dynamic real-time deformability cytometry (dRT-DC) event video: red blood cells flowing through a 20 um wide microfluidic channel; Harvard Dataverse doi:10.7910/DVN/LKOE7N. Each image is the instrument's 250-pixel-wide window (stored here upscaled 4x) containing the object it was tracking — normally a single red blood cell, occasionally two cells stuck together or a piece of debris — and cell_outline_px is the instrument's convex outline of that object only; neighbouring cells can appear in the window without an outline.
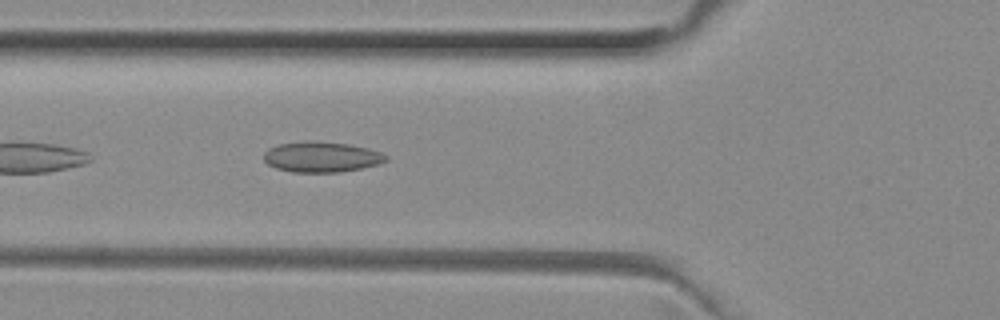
{"species": "common noctule bat (a hibernating species)", "species_latin": "Nyctalus noctula", "temperature_condition": "room temperature", "stored_images_in_passage": 34, "camera_frame_rate_fps": 3000, "um_per_image_px": 0.085, "animal": {"sex": "female", "body_mass_g": 29.2, "forearm_length_mm": 56.3}, "frame": {"image": 1, "passage_image": 5, "time_ms": 1.333, "image_size_px": [1000, 320], "cell_outline_px": [[388, 160], [380, 164], [340, 172], [292, 172], [276, 168], [268, 164], [264, 160], [264, 152], [268, 148], [280, 144], [348, 144], [380, 152], [388, 156]], "centroid_in_image_um": [27.35, 13.4], "position_along_channel_um": 98.5, "area_um2": 20.63}}
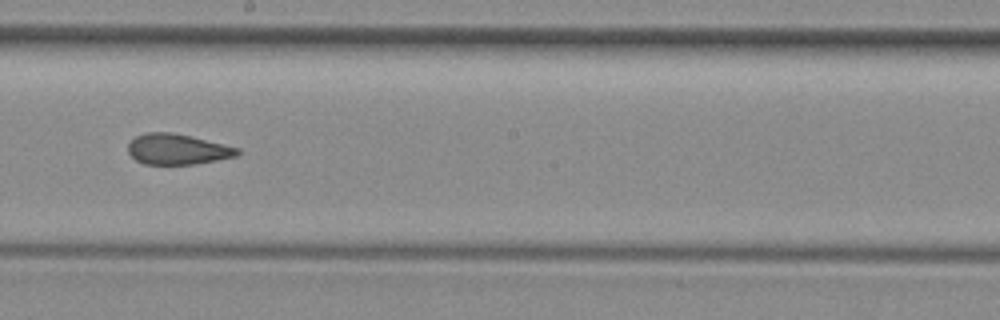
{"frame": {"image": 2, "passage_image": 15, "time_ms": 4.667, "image_size_px": [1000, 320], "cell_outline_px": [[240, 152], [236, 156], [196, 164], [144, 164], [136, 160], [128, 152], [128, 144], [136, 136], [148, 132], [168, 132], [188, 136], [240, 148]], "centroid_in_image_um": [15.06, 12.69], "position_along_channel_um": 233.1, "area_um2": 19.19}}
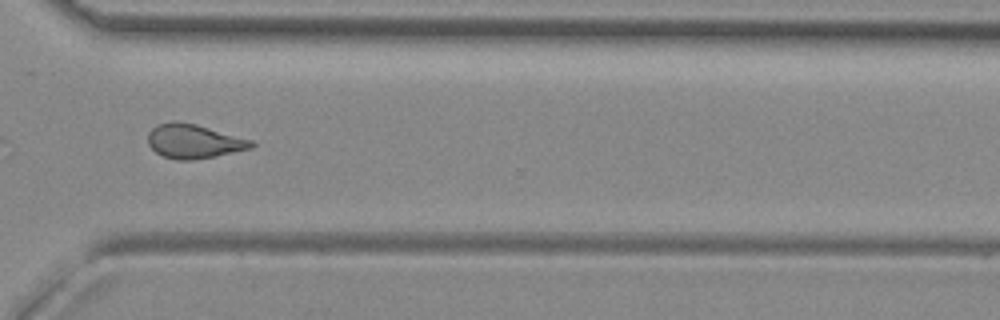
{"frame": {"image": 3, "passage_image": 24, "time_ms": 7.667, "image_size_px": [1000, 320], "cell_outline_px": [[256, 144], [252, 148], [192, 160], [176, 160], [164, 156], [156, 152], [148, 144], [148, 132], [156, 124], [172, 120], [176, 120], [196, 124], [252, 140]], "centroid_in_image_um": [16.44, 11.99], "position_along_channel_um": 354.2, "area_um2": 20.52}, "authors_computed_cell_mechanics": {"area_um2": 20.0855, "velocity_mm_per_s": 4.04, "shape_relaxation_time_tau1_ms": null, "shape_relaxation_time_tau2_ms": 2.1316, "deformation_change_tau1": null, "deformation_change_tau2": 0.105}}